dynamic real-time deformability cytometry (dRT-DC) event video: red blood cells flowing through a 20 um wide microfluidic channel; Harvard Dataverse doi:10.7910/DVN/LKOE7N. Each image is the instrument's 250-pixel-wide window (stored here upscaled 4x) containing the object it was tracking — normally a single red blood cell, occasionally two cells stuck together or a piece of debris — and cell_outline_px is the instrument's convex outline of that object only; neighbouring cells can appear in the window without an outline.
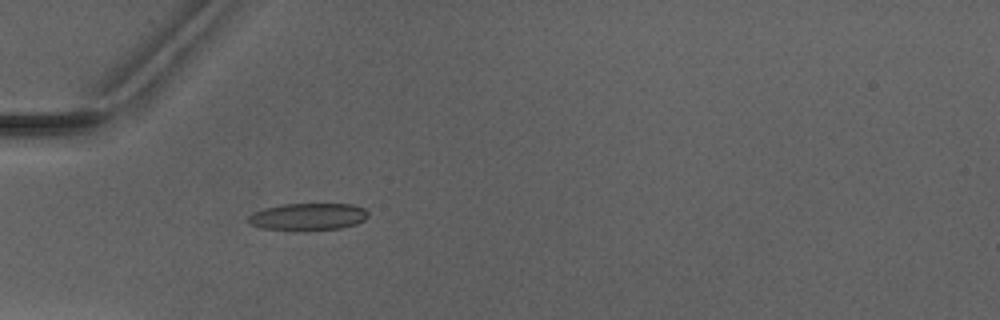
{"species": "Egyptian fruit bat (a non-hibernating species)", "species_latin": "Rousettus aegyptiacus", "temperature_condition": "warm", "stored_images_in_passage": 2, "camera_frame_rate_fps": 3000, "um_per_image_px": 0.085, "animal": {"sex": "male"}, "frame": {"image": 1, "passage_image": 2, "time_ms": 1.0, "image_size_px": [1000, 320], "cell_outline_px": [[368, 216], [364, 220], [356, 224], [340, 228], [308, 232], [304, 232], [264, 228], [252, 224], [244, 220], [252, 212], [264, 208], [284, 204], [352, 204], [364, 208], [368, 212]], "centroid_in_image_um": [26.17, 18.44], "position_along_channel_um": 58.8, "area_um2": 19.42}}